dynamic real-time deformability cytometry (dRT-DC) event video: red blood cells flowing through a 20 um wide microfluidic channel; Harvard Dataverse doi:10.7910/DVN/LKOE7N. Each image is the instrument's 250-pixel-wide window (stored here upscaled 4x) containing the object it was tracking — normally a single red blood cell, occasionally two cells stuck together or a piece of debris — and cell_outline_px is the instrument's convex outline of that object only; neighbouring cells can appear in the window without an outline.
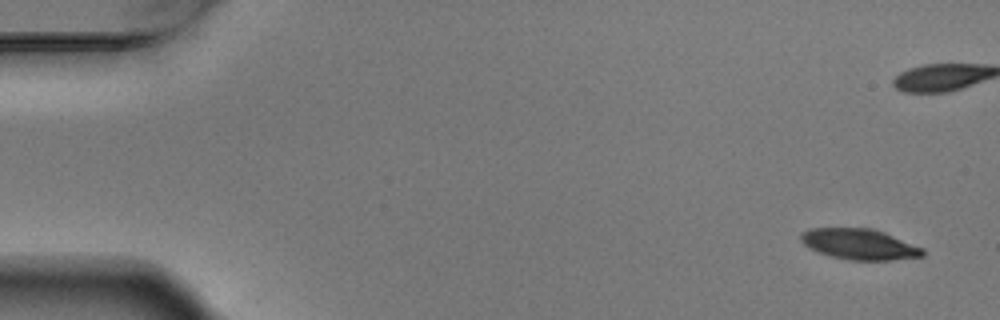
{"species": "Egyptian fruit bat (a non-hibernating species)", "species_latin": "Rousettus aegyptiacus", "temperature_condition": "warm", "stored_images_in_passage": 6, "camera_frame_rate_fps": 3000, "um_per_image_px": 0.085, "animal": {"sex": "male"}, "frame": {"image": 1, "passage_image": 1, "time_ms": 0.0, "image_size_px": [1000, 320], "cell_outline_px": [[924, 256], [892, 260], [848, 260], [832, 256], [820, 252], [804, 244], [800, 240], [800, 236], [808, 228], [868, 228], [884, 232], [924, 248]], "centroid_in_image_um": [73.08, 20.76], "position_along_channel_um": 11.9, "area_um2": 21.62}}
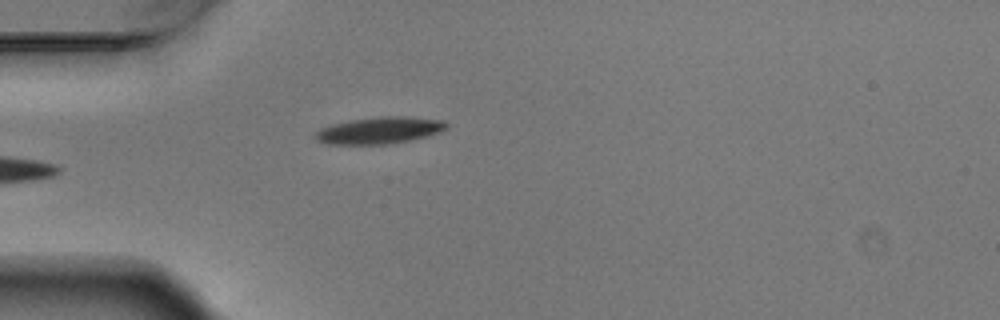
{"frame": {"image": 2, "passage_image": 6, "time_ms": 1.667, "image_size_px": [1000, 320], "cell_outline_px": [[448, 128], [440, 132], [428, 136], [412, 140], [388, 144], [328, 144], [316, 140], [312, 136], [320, 128], [332, 124], [352, 120], [380, 116], [404, 116], [444, 120], [448, 124]], "centroid_in_image_um": [32.27, 11.08], "position_along_channel_um": 52.7, "area_um2": 20.63}}